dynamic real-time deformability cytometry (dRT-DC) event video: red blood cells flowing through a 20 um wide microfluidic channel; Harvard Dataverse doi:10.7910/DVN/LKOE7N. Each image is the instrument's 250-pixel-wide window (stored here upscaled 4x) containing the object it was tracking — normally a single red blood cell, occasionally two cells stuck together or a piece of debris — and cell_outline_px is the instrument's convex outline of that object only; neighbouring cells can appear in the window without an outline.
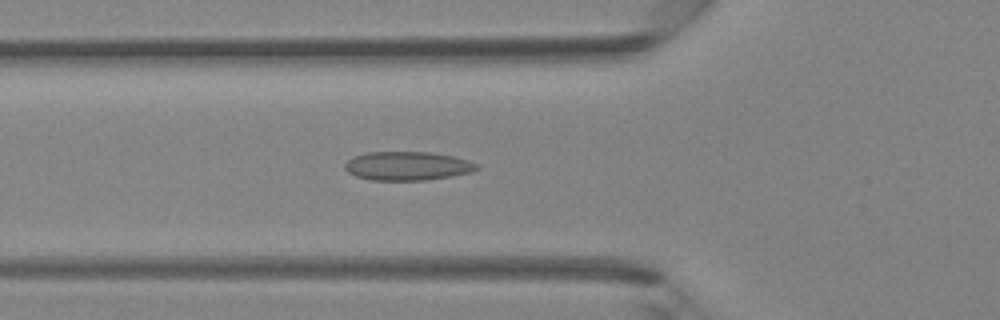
{"species": "Egyptian fruit bat (a non-hibernating species)", "species_latin": "Rousettus aegyptiacus", "temperature_condition": "room temperature", "stored_images_in_passage": 40, "camera_frame_rate_fps": 3000, "um_per_image_px": 0.085, "animal": {"sex": "female"}, "frame": {"image": 1, "passage_image": 14, "time_ms": 4.333, "image_size_px": [1000, 320], "cell_outline_px": [[480, 168], [472, 172], [452, 176], [424, 180], [372, 180], [356, 176], [348, 172], [344, 168], [344, 164], [352, 156], [364, 152], [432, 152], [452, 156], [468, 160], [480, 164]], "centroid_in_image_um": [34.64, 14.1], "position_along_channel_um": 91.2, "area_um2": 22.31}}
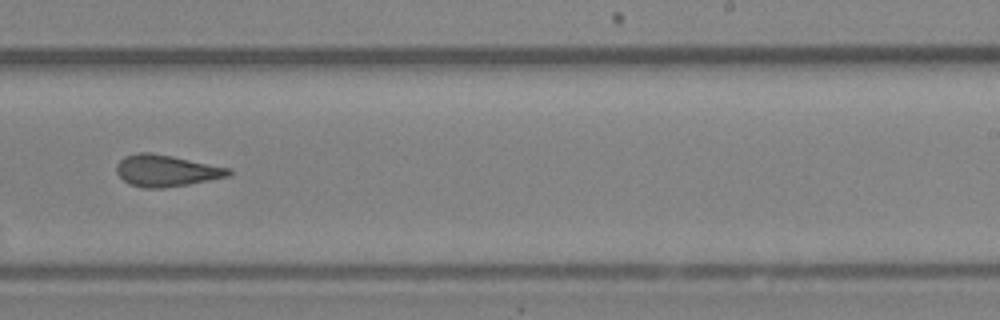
{"frame": {"image": 2, "passage_image": 25, "time_ms": 8.0, "image_size_px": [1000, 320], "cell_outline_px": [[232, 176], [188, 184], [164, 188], [144, 188], [128, 184], [116, 172], [116, 164], [124, 156], [136, 152], [152, 152], [232, 168]], "centroid_in_image_um": [14.14, 14.5], "position_along_channel_um": 274.9, "area_um2": 20.92}}
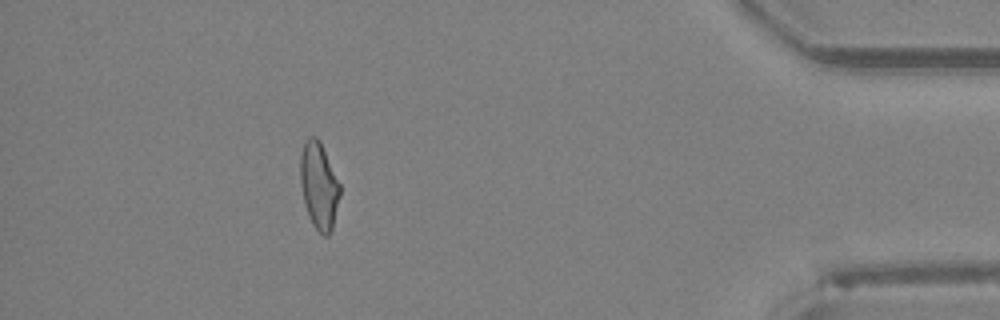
{"frame": {"image": 3, "passage_image": 36, "time_ms": 11.667, "image_size_px": [1000, 320], "cell_outline_px": [[340, 196], [332, 232], [328, 236], [324, 236], [312, 224], [304, 200], [300, 184], [300, 156], [304, 140], [312, 136], [316, 136], [320, 140], [340, 184]], "centroid_in_image_um": [27.12, 15.77], "position_along_channel_um": 408.1, "area_um2": 20.11}}